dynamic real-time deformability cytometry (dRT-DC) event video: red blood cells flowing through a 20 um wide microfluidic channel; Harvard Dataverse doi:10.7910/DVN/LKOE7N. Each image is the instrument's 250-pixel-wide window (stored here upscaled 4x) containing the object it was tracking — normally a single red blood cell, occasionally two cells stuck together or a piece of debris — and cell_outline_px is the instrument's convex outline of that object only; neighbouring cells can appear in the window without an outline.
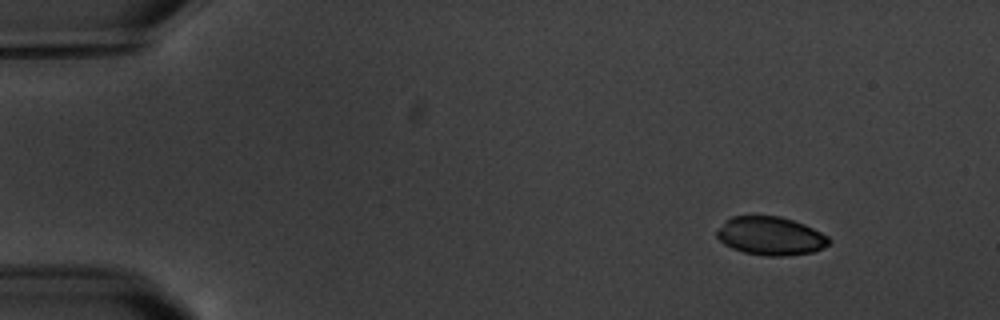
{"species": "common noctule bat (a hibernating species)", "species_latin": "Nyctalus noctula", "temperature_condition": "warm", "stored_images_in_passage": 8, "camera_frame_rate_fps": 3000, "um_per_image_px": 0.085, "animal": {"sex": "male", "body_mass_g": 20.1, "forearm_length_mm": 53.5}, "frame": {"image": 1, "passage_image": 2, "time_ms": 2.0, "image_size_px": [1000, 320], "cell_outline_px": [[832, 240], [828, 244], [812, 252], [780, 256], [768, 256], [744, 252], [732, 248], [724, 244], [716, 236], [716, 232], [724, 220], [732, 216], [780, 216], [804, 224], [828, 236]], "centroid_in_image_um": [65.46, 20.04], "position_along_channel_um": 19.5, "area_um2": 24.91}}
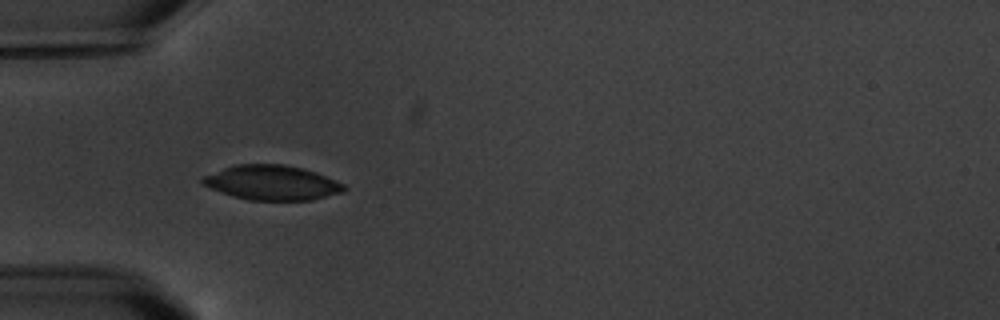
{"frame": {"image": 2, "passage_image": 5, "time_ms": 6.0, "image_size_px": [1000, 320], "cell_outline_px": [[348, 188], [344, 192], [312, 200], [248, 200], [232, 196], [220, 192], [204, 184], [200, 180], [204, 176], [224, 168], [236, 164], [284, 164], [316, 172], [336, 180], [344, 184]], "centroid_in_image_um": [23.16, 15.53], "position_along_channel_um": 61.8, "area_um2": 28.55}}
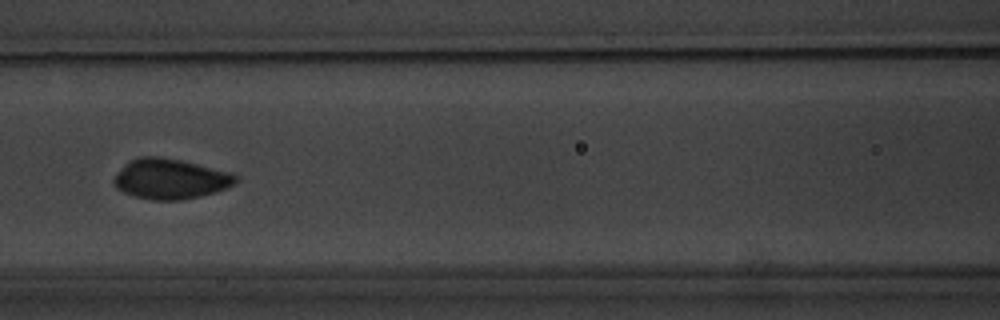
{"frame": {"image": 3, "passage_image": 7, "time_ms": 8.667, "image_size_px": [1000, 320], "cell_outline_px": [[240, 180], [236, 184], [216, 192], [200, 196], [180, 200], [152, 200], [132, 196], [116, 188], [112, 180], [128, 160], [140, 156], [160, 156], [180, 160], [232, 172], [240, 176]], "centroid_in_image_um": [14.51, 15.2], "position_along_channel_um": 152.1, "area_um2": 28.9}}